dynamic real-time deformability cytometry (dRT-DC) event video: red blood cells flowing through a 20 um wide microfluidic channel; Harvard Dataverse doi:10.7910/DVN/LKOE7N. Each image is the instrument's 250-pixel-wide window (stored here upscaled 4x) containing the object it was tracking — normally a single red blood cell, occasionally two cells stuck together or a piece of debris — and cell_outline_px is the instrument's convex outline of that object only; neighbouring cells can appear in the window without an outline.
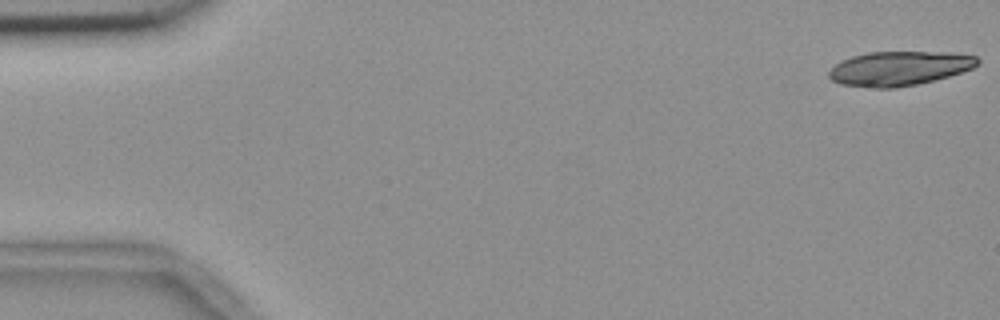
{"species": "common noctule bat (a hibernating species)", "species_latin": "Nyctalus noctula", "temperature_condition": "room temperature", "stored_images_in_passage": 54, "camera_frame_rate_fps": 3000, "um_per_image_px": 0.085, "animal": {"sex": "female", "body_mass_g": 18.4}, "frame": {"image": 1, "passage_image": 1, "time_ms": 0.0, "image_size_px": [1000, 320], "cell_outline_px": [[980, 60], [972, 68], [948, 76], [916, 84], [896, 88], [876, 88], [840, 84], [832, 80], [828, 76], [828, 72], [836, 64], [852, 56], [868, 52], [940, 52], [976, 56]], "centroid_in_image_um": [76.39, 5.82], "position_along_channel_um": 8.6, "area_um2": 29.3}}
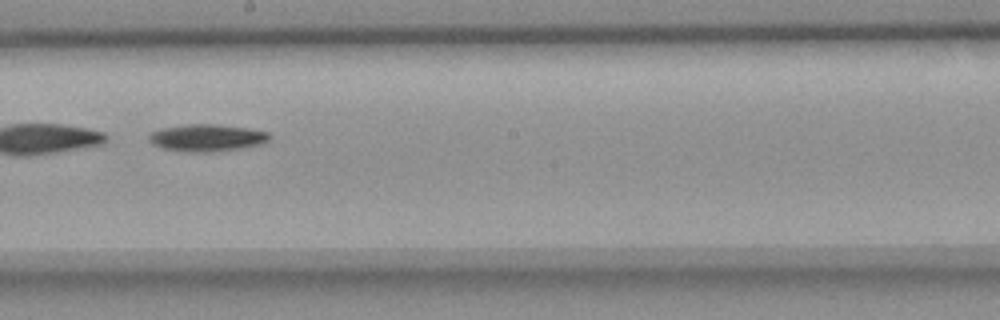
{"frame": {"image": 2, "passage_image": 31, "time_ms": 10.0, "image_size_px": [1000, 320], "cell_outline_px": [[272, 136], [268, 140], [260, 144], [240, 148], [212, 152], [184, 152], [164, 148], [152, 144], [148, 140], [148, 136], [152, 132], [160, 128], [188, 124], [216, 124], [248, 128], [268, 132]], "centroid_in_image_um": [17.57, 11.71], "position_along_channel_um": 230.6, "area_um2": 19.07}}
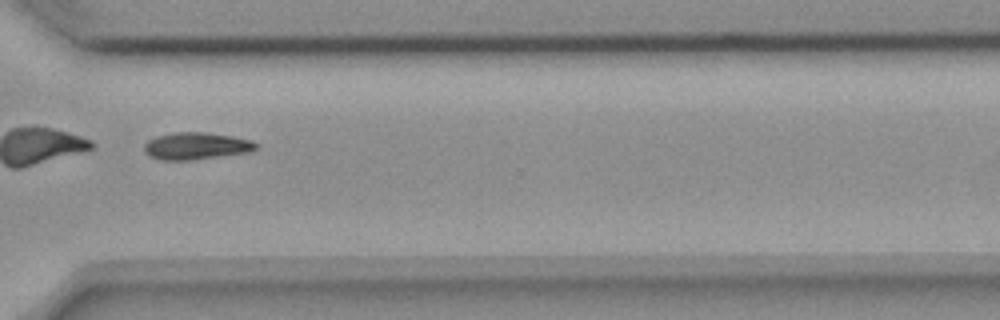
{"frame": {"image": 3, "passage_image": 41, "time_ms": 13.333, "image_size_px": [1000, 320], "cell_outline_px": [[260, 144], [252, 152], [188, 160], [160, 160], [148, 156], [144, 152], [144, 144], [148, 140], [156, 136], [172, 132], [204, 132], [232, 136], [252, 140]], "centroid_in_image_um": [16.67, 12.4], "position_along_channel_um": 353.9, "area_um2": 17.86}}